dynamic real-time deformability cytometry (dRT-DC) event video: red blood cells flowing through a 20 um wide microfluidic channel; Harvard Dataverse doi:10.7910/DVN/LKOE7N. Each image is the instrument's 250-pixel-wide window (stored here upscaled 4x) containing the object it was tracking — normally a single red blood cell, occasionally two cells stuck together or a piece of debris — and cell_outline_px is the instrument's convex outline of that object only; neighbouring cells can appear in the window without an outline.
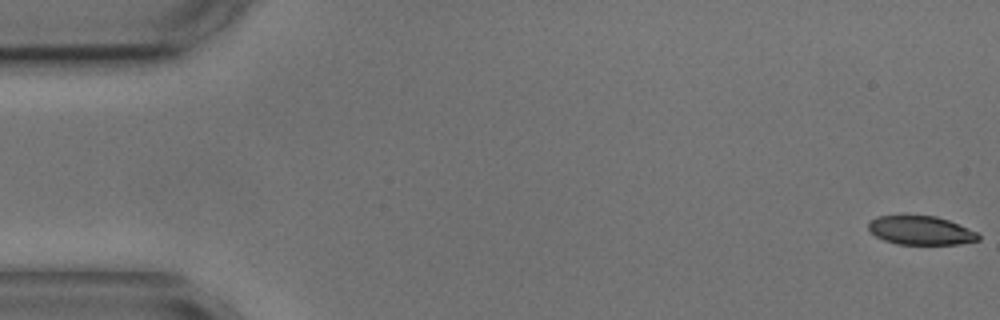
{"species": "common noctule bat (a hibernating species)", "species_latin": "Nyctalus noctula", "temperature_condition": "cold", "stored_images_in_passage": 5, "camera_frame_rate_fps": 3000, "um_per_image_px": 0.085, "animal": {"sex": "male", "body_mass_g": 17.9, "forearm_length_mm": 54.2}, "frame": {"image": 1, "passage_image": 1, "time_ms": 0.0, "image_size_px": [1000, 320], "cell_outline_px": [[980, 240], [960, 244], [896, 244], [884, 240], [876, 236], [868, 228], [868, 224], [876, 216], [936, 216], [948, 220], [976, 232], [980, 236]], "centroid_in_image_um": [78.27, 19.59], "position_along_channel_um": 6.7, "area_um2": 18.21}}
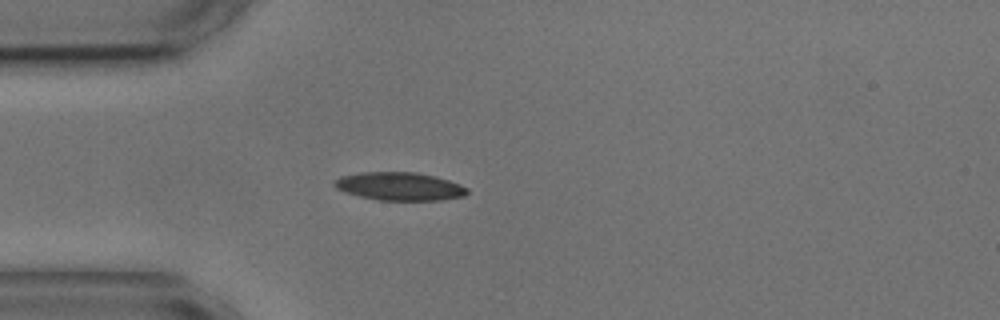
{"frame": {"image": 2, "passage_image": 5, "time_ms": 4.667, "image_size_px": [1000, 320], "cell_outline_px": [[468, 192], [464, 196], [440, 200], [380, 200], [360, 196], [344, 192], [336, 188], [332, 184], [332, 180], [340, 176], [360, 172], [416, 172], [436, 176], [460, 184], [468, 188]], "centroid_in_image_um": [33.93, 15.83], "position_along_channel_um": 51.1, "area_um2": 21.91}}